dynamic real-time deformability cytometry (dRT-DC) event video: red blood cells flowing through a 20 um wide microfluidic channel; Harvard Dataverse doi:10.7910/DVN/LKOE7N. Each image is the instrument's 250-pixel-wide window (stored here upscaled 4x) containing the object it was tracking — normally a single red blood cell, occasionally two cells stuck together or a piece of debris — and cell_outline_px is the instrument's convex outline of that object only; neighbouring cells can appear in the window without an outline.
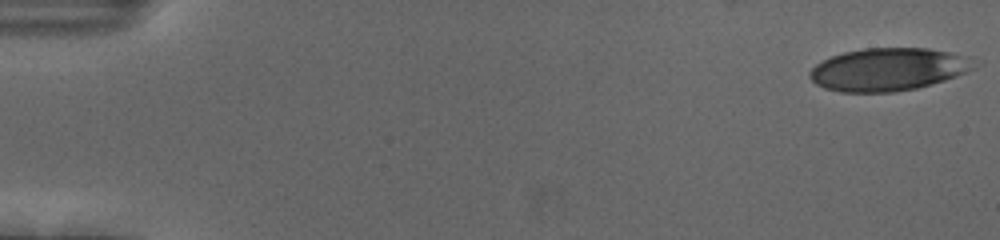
{"species": "human", "species_latin": "Homo sapiens", "temperature_condition": "cold", "stored_images_in_passage": 18, "camera_frame_rate_fps": 3000, "um_per_image_px": 0.085, "donor": {"sex": "female"}, "frame": {"image": 1, "passage_image": 1, "time_ms": 0.0, "image_size_px": [1000, 240], "cell_outline_px": [[976, 68], [956, 76], [944, 80], [916, 88], [892, 92], [840, 92], [824, 88], [816, 84], [808, 76], [808, 72], [816, 64], [832, 56], [844, 52], [864, 48], [928, 48], [968, 56]], "centroid_in_image_um": [75.46, 5.9], "position_along_channel_um": 9.5, "area_um2": 40.75}}
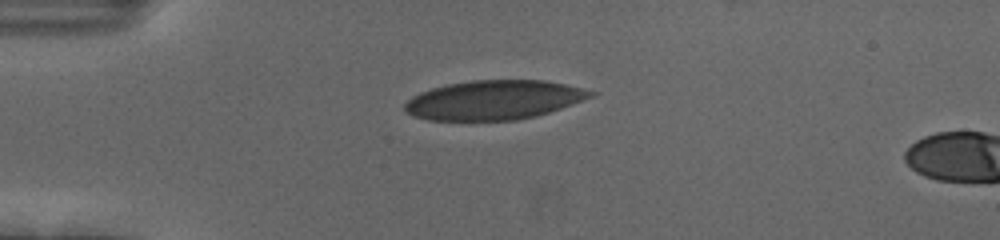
{"frame": {"image": 2, "passage_image": 14, "time_ms": 4.333, "image_size_px": [1000, 240], "cell_outline_px": [[600, 92], [596, 96], [536, 116], [516, 120], [428, 120], [412, 116], [404, 108], [404, 104], [412, 96], [420, 92], [432, 88], [448, 84], [472, 80], [544, 80], [564, 84]], "centroid_in_image_um": [42.01, 8.49], "position_along_channel_um": 43.0, "area_um2": 42.6}}